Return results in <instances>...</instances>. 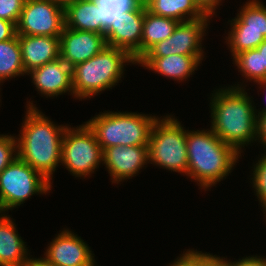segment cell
<instances>
[{
  "label": "cell",
  "instance_id": "obj_31",
  "mask_svg": "<svg viewBox=\"0 0 266 266\" xmlns=\"http://www.w3.org/2000/svg\"><path fill=\"white\" fill-rule=\"evenodd\" d=\"M265 256H244L242 259L233 261L234 266H266V258Z\"/></svg>",
  "mask_w": 266,
  "mask_h": 266
},
{
  "label": "cell",
  "instance_id": "obj_30",
  "mask_svg": "<svg viewBox=\"0 0 266 266\" xmlns=\"http://www.w3.org/2000/svg\"><path fill=\"white\" fill-rule=\"evenodd\" d=\"M16 35V25L0 18V42L12 39Z\"/></svg>",
  "mask_w": 266,
  "mask_h": 266
},
{
  "label": "cell",
  "instance_id": "obj_39",
  "mask_svg": "<svg viewBox=\"0 0 266 266\" xmlns=\"http://www.w3.org/2000/svg\"><path fill=\"white\" fill-rule=\"evenodd\" d=\"M140 1V3H146L148 0H139Z\"/></svg>",
  "mask_w": 266,
  "mask_h": 266
},
{
  "label": "cell",
  "instance_id": "obj_5",
  "mask_svg": "<svg viewBox=\"0 0 266 266\" xmlns=\"http://www.w3.org/2000/svg\"><path fill=\"white\" fill-rule=\"evenodd\" d=\"M158 116L137 112L105 111L85 123L94 132L102 150L112 146H148Z\"/></svg>",
  "mask_w": 266,
  "mask_h": 266
},
{
  "label": "cell",
  "instance_id": "obj_34",
  "mask_svg": "<svg viewBox=\"0 0 266 266\" xmlns=\"http://www.w3.org/2000/svg\"><path fill=\"white\" fill-rule=\"evenodd\" d=\"M208 266H234L233 261L227 260V257H220L216 254L208 253Z\"/></svg>",
  "mask_w": 266,
  "mask_h": 266
},
{
  "label": "cell",
  "instance_id": "obj_16",
  "mask_svg": "<svg viewBox=\"0 0 266 266\" xmlns=\"http://www.w3.org/2000/svg\"><path fill=\"white\" fill-rule=\"evenodd\" d=\"M30 74V75H29ZM35 89L46 98H56L68 92L73 94L72 68L61 58L35 68L27 73Z\"/></svg>",
  "mask_w": 266,
  "mask_h": 266
},
{
  "label": "cell",
  "instance_id": "obj_17",
  "mask_svg": "<svg viewBox=\"0 0 266 266\" xmlns=\"http://www.w3.org/2000/svg\"><path fill=\"white\" fill-rule=\"evenodd\" d=\"M26 74L60 58V37L18 35Z\"/></svg>",
  "mask_w": 266,
  "mask_h": 266
},
{
  "label": "cell",
  "instance_id": "obj_29",
  "mask_svg": "<svg viewBox=\"0 0 266 266\" xmlns=\"http://www.w3.org/2000/svg\"><path fill=\"white\" fill-rule=\"evenodd\" d=\"M26 0H0V18L17 25Z\"/></svg>",
  "mask_w": 266,
  "mask_h": 266
},
{
  "label": "cell",
  "instance_id": "obj_13",
  "mask_svg": "<svg viewBox=\"0 0 266 266\" xmlns=\"http://www.w3.org/2000/svg\"><path fill=\"white\" fill-rule=\"evenodd\" d=\"M60 232L48 244L41 259L52 266H89L96 262L86 241L68 228Z\"/></svg>",
  "mask_w": 266,
  "mask_h": 266
},
{
  "label": "cell",
  "instance_id": "obj_15",
  "mask_svg": "<svg viewBox=\"0 0 266 266\" xmlns=\"http://www.w3.org/2000/svg\"><path fill=\"white\" fill-rule=\"evenodd\" d=\"M105 46L102 34L64 27L60 35V58L72 68L97 55Z\"/></svg>",
  "mask_w": 266,
  "mask_h": 266
},
{
  "label": "cell",
  "instance_id": "obj_33",
  "mask_svg": "<svg viewBox=\"0 0 266 266\" xmlns=\"http://www.w3.org/2000/svg\"><path fill=\"white\" fill-rule=\"evenodd\" d=\"M257 142L266 149V114H257Z\"/></svg>",
  "mask_w": 266,
  "mask_h": 266
},
{
  "label": "cell",
  "instance_id": "obj_20",
  "mask_svg": "<svg viewBox=\"0 0 266 266\" xmlns=\"http://www.w3.org/2000/svg\"><path fill=\"white\" fill-rule=\"evenodd\" d=\"M65 27L101 34L100 7L93 0H79L65 9Z\"/></svg>",
  "mask_w": 266,
  "mask_h": 266
},
{
  "label": "cell",
  "instance_id": "obj_38",
  "mask_svg": "<svg viewBox=\"0 0 266 266\" xmlns=\"http://www.w3.org/2000/svg\"><path fill=\"white\" fill-rule=\"evenodd\" d=\"M52 1L55 2L61 8L66 9L69 5L74 4L79 0H52Z\"/></svg>",
  "mask_w": 266,
  "mask_h": 266
},
{
  "label": "cell",
  "instance_id": "obj_21",
  "mask_svg": "<svg viewBox=\"0 0 266 266\" xmlns=\"http://www.w3.org/2000/svg\"><path fill=\"white\" fill-rule=\"evenodd\" d=\"M145 5L152 14L171 18L178 22L212 18L206 15L194 0H148Z\"/></svg>",
  "mask_w": 266,
  "mask_h": 266
},
{
  "label": "cell",
  "instance_id": "obj_8",
  "mask_svg": "<svg viewBox=\"0 0 266 266\" xmlns=\"http://www.w3.org/2000/svg\"><path fill=\"white\" fill-rule=\"evenodd\" d=\"M61 164L79 179L90 177L103 164V150L85 122L67 127L61 145Z\"/></svg>",
  "mask_w": 266,
  "mask_h": 266
},
{
  "label": "cell",
  "instance_id": "obj_27",
  "mask_svg": "<svg viewBox=\"0 0 266 266\" xmlns=\"http://www.w3.org/2000/svg\"><path fill=\"white\" fill-rule=\"evenodd\" d=\"M17 157L16 136L0 134V173Z\"/></svg>",
  "mask_w": 266,
  "mask_h": 266
},
{
  "label": "cell",
  "instance_id": "obj_24",
  "mask_svg": "<svg viewBox=\"0 0 266 266\" xmlns=\"http://www.w3.org/2000/svg\"><path fill=\"white\" fill-rule=\"evenodd\" d=\"M232 61L247 82L256 83L266 78V69H262L261 54L257 48L236 54Z\"/></svg>",
  "mask_w": 266,
  "mask_h": 266
},
{
  "label": "cell",
  "instance_id": "obj_26",
  "mask_svg": "<svg viewBox=\"0 0 266 266\" xmlns=\"http://www.w3.org/2000/svg\"><path fill=\"white\" fill-rule=\"evenodd\" d=\"M266 150H264L265 152ZM250 183L254 188V193L258 197L259 204L263 207V213H266V152L261 154L255 165H253Z\"/></svg>",
  "mask_w": 266,
  "mask_h": 266
},
{
  "label": "cell",
  "instance_id": "obj_2",
  "mask_svg": "<svg viewBox=\"0 0 266 266\" xmlns=\"http://www.w3.org/2000/svg\"><path fill=\"white\" fill-rule=\"evenodd\" d=\"M25 119L17 139L18 157L39 172L51 184L56 168L61 165V145L69 125L51 121L27 101Z\"/></svg>",
  "mask_w": 266,
  "mask_h": 266
},
{
  "label": "cell",
  "instance_id": "obj_22",
  "mask_svg": "<svg viewBox=\"0 0 266 266\" xmlns=\"http://www.w3.org/2000/svg\"><path fill=\"white\" fill-rule=\"evenodd\" d=\"M179 22L157 16L147 10L144 4V22L141 39V57L156 43L169 38Z\"/></svg>",
  "mask_w": 266,
  "mask_h": 266
},
{
  "label": "cell",
  "instance_id": "obj_40",
  "mask_svg": "<svg viewBox=\"0 0 266 266\" xmlns=\"http://www.w3.org/2000/svg\"><path fill=\"white\" fill-rule=\"evenodd\" d=\"M89 266H96V263L94 262L93 264L89 265Z\"/></svg>",
  "mask_w": 266,
  "mask_h": 266
},
{
  "label": "cell",
  "instance_id": "obj_19",
  "mask_svg": "<svg viewBox=\"0 0 266 266\" xmlns=\"http://www.w3.org/2000/svg\"><path fill=\"white\" fill-rule=\"evenodd\" d=\"M201 63L202 61L195 55L171 54L166 57H141L136 65L180 83L188 80L190 75H194Z\"/></svg>",
  "mask_w": 266,
  "mask_h": 266
},
{
  "label": "cell",
  "instance_id": "obj_37",
  "mask_svg": "<svg viewBox=\"0 0 266 266\" xmlns=\"http://www.w3.org/2000/svg\"><path fill=\"white\" fill-rule=\"evenodd\" d=\"M255 84L257 85H260V89H263L264 88V91H266V78L265 79H262V80H259L257 81ZM262 87V88H261ZM266 94V93H265ZM266 98V97H265ZM258 112V113H257ZM256 114H266V107H263L262 110H258L256 109Z\"/></svg>",
  "mask_w": 266,
  "mask_h": 266
},
{
  "label": "cell",
  "instance_id": "obj_4",
  "mask_svg": "<svg viewBox=\"0 0 266 266\" xmlns=\"http://www.w3.org/2000/svg\"><path fill=\"white\" fill-rule=\"evenodd\" d=\"M130 63L137 62L126 50L106 45L97 55L72 67L74 98L82 101L112 89Z\"/></svg>",
  "mask_w": 266,
  "mask_h": 266
},
{
  "label": "cell",
  "instance_id": "obj_3",
  "mask_svg": "<svg viewBox=\"0 0 266 266\" xmlns=\"http://www.w3.org/2000/svg\"><path fill=\"white\" fill-rule=\"evenodd\" d=\"M186 145L187 176L191 181L197 182L199 189L204 191L225 180L242 156L211 129H186Z\"/></svg>",
  "mask_w": 266,
  "mask_h": 266
},
{
  "label": "cell",
  "instance_id": "obj_32",
  "mask_svg": "<svg viewBox=\"0 0 266 266\" xmlns=\"http://www.w3.org/2000/svg\"><path fill=\"white\" fill-rule=\"evenodd\" d=\"M195 3L199 6V8L209 16L215 15V10L219 5H222V0H194Z\"/></svg>",
  "mask_w": 266,
  "mask_h": 266
},
{
  "label": "cell",
  "instance_id": "obj_36",
  "mask_svg": "<svg viewBox=\"0 0 266 266\" xmlns=\"http://www.w3.org/2000/svg\"><path fill=\"white\" fill-rule=\"evenodd\" d=\"M25 266H52L46 263L43 259L33 258Z\"/></svg>",
  "mask_w": 266,
  "mask_h": 266
},
{
  "label": "cell",
  "instance_id": "obj_6",
  "mask_svg": "<svg viewBox=\"0 0 266 266\" xmlns=\"http://www.w3.org/2000/svg\"><path fill=\"white\" fill-rule=\"evenodd\" d=\"M172 116L158 117L153 124L148 144L149 163L187 176L186 130Z\"/></svg>",
  "mask_w": 266,
  "mask_h": 266
},
{
  "label": "cell",
  "instance_id": "obj_28",
  "mask_svg": "<svg viewBox=\"0 0 266 266\" xmlns=\"http://www.w3.org/2000/svg\"><path fill=\"white\" fill-rule=\"evenodd\" d=\"M169 266H208V253L194 249H187L180 254Z\"/></svg>",
  "mask_w": 266,
  "mask_h": 266
},
{
  "label": "cell",
  "instance_id": "obj_10",
  "mask_svg": "<svg viewBox=\"0 0 266 266\" xmlns=\"http://www.w3.org/2000/svg\"><path fill=\"white\" fill-rule=\"evenodd\" d=\"M65 9L52 0H26L16 25L17 35L60 37Z\"/></svg>",
  "mask_w": 266,
  "mask_h": 266
},
{
  "label": "cell",
  "instance_id": "obj_11",
  "mask_svg": "<svg viewBox=\"0 0 266 266\" xmlns=\"http://www.w3.org/2000/svg\"><path fill=\"white\" fill-rule=\"evenodd\" d=\"M211 18H199L179 22L173 34L152 46L142 57H166L171 54L195 55L201 61L204 56L202 40Z\"/></svg>",
  "mask_w": 266,
  "mask_h": 266
},
{
  "label": "cell",
  "instance_id": "obj_9",
  "mask_svg": "<svg viewBox=\"0 0 266 266\" xmlns=\"http://www.w3.org/2000/svg\"><path fill=\"white\" fill-rule=\"evenodd\" d=\"M239 10L234 19L228 20L231 29L225 36L232 57L256 48L266 39V5L249 0Z\"/></svg>",
  "mask_w": 266,
  "mask_h": 266
},
{
  "label": "cell",
  "instance_id": "obj_14",
  "mask_svg": "<svg viewBox=\"0 0 266 266\" xmlns=\"http://www.w3.org/2000/svg\"><path fill=\"white\" fill-rule=\"evenodd\" d=\"M149 164L148 146H112L103 150V164L112 184L132 179Z\"/></svg>",
  "mask_w": 266,
  "mask_h": 266
},
{
  "label": "cell",
  "instance_id": "obj_18",
  "mask_svg": "<svg viewBox=\"0 0 266 266\" xmlns=\"http://www.w3.org/2000/svg\"><path fill=\"white\" fill-rule=\"evenodd\" d=\"M7 214L0 213V266H25L32 259L30 251Z\"/></svg>",
  "mask_w": 266,
  "mask_h": 266
},
{
  "label": "cell",
  "instance_id": "obj_1",
  "mask_svg": "<svg viewBox=\"0 0 266 266\" xmlns=\"http://www.w3.org/2000/svg\"><path fill=\"white\" fill-rule=\"evenodd\" d=\"M235 85L212 91L210 129L241 155L243 147L257 141V114L246 84Z\"/></svg>",
  "mask_w": 266,
  "mask_h": 266
},
{
  "label": "cell",
  "instance_id": "obj_25",
  "mask_svg": "<svg viewBox=\"0 0 266 266\" xmlns=\"http://www.w3.org/2000/svg\"><path fill=\"white\" fill-rule=\"evenodd\" d=\"M100 7L101 34L110 27L112 22L123 12L136 8L139 0H93Z\"/></svg>",
  "mask_w": 266,
  "mask_h": 266
},
{
  "label": "cell",
  "instance_id": "obj_7",
  "mask_svg": "<svg viewBox=\"0 0 266 266\" xmlns=\"http://www.w3.org/2000/svg\"><path fill=\"white\" fill-rule=\"evenodd\" d=\"M52 184L19 157L0 173V213L20 207L28 198L48 194Z\"/></svg>",
  "mask_w": 266,
  "mask_h": 266
},
{
  "label": "cell",
  "instance_id": "obj_35",
  "mask_svg": "<svg viewBox=\"0 0 266 266\" xmlns=\"http://www.w3.org/2000/svg\"><path fill=\"white\" fill-rule=\"evenodd\" d=\"M261 54L262 69H266V39L256 47Z\"/></svg>",
  "mask_w": 266,
  "mask_h": 266
},
{
  "label": "cell",
  "instance_id": "obj_12",
  "mask_svg": "<svg viewBox=\"0 0 266 266\" xmlns=\"http://www.w3.org/2000/svg\"><path fill=\"white\" fill-rule=\"evenodd\" d=\"M144 3L120 14L105 31L107 46L126 50L137 62L141 58Z\"/></svg>",
  "mask_w": 266,
  "mask_h": 266
},
{
  "label": "cell",
  "instance_id": "obj_23",
  "mask_svg": "<svg viewBox=\"0 0 266 266\" xmlns=\"http://www.w3.org/2000/svg\"><path fill=\"white\" fill-rule=\"evenodd\" d=\"M24 75H26V72L22 63L18 35L16 34L12 39L0 42V85L5 80L9 81L13 77Z\"/></svg>",
  "mask_w": 266,
  "mask_h": 266
}]
</instances>
